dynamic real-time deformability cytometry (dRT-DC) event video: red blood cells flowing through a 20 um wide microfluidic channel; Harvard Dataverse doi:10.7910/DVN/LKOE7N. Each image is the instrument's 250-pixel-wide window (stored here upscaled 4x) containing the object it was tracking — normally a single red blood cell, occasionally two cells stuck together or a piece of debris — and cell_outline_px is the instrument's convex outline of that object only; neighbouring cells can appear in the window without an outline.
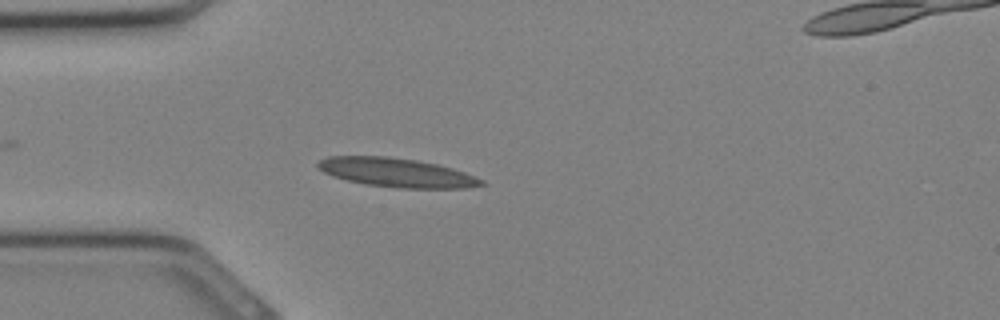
{"species": "Egyptian fruit bat (a non-hibernating species)", "species_latin": "Rousettus aegyptiacus", "temperature_condition": "cold", "stored_images_in_passage": 6, "camera_frame_rate_fps": 3000, "um_per_image_px": 0.085, "animal": {"sex": "female"}, "frame": {"image": 1, "passage_image": 1, "time_ms": 0.0, "image_size_px": [1000, 320], "cell_outline_px": [[484, 184], [468, 188], [400, 188], [364, 184], [332, 176], [316, 168], [316, 164], [320, 160], [328, 156], [388, 156], [416, 160], [436, 164], [452, 168], [464, 172], [484, 180]], "centroid_in_image_um": [33.68, 14.66], "position_along_channel_um": 51.3, "area_um2": 27.57}}
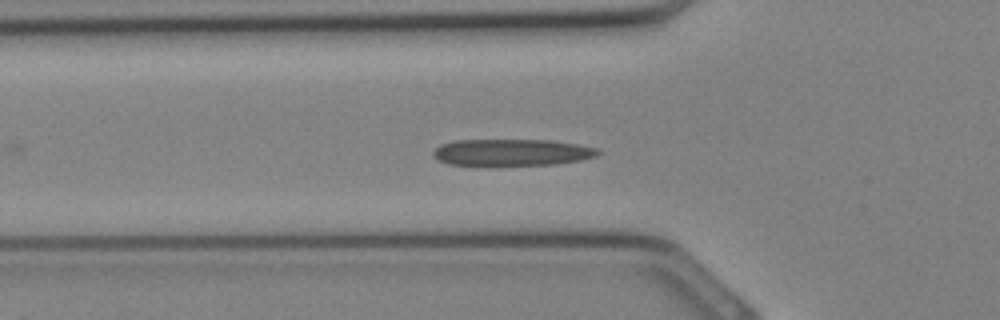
{"frame": {"image": 2, "passage_image": 3, "time_ms": 0.667, "image_size_px": [1000, 320], "cell_outline_px": [[600, 152], [596, 156], [580, 160], [556, 164], [496, 168], [448, 164], [436, 160], [432, 156], [432, 152], [440, 144], [452, 140], [548, 140], [576, 144], [600, 148]], "centroid_in_image_um": [43.42, 13.0], "position_along_channel_um": 82.4, "area_um2": 26.93}}